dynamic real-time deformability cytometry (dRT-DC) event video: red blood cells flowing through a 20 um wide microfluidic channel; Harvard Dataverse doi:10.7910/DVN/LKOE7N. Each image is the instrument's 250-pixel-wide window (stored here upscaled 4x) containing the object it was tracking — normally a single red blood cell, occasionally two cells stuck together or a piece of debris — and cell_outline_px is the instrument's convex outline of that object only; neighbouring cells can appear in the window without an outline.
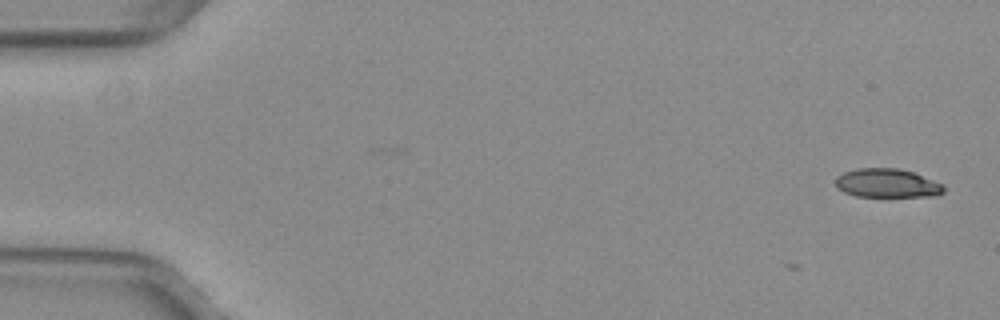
{"species": "common noctule bat (a hibernating species)", "species_latin": "Nyctalus noctula", "temperature_condition": "warm", "stored_images_in_passage": 7, "camera_frame_rate_fps": 3000, "um_per_image_px": 0.085, "animal": {"sex": "female", "body_mass_g": 29.2, "forearm_length_mm": 56.3}, "frame": {"image": 1, "passage_image": 1, "time_ms": 0.0, "image_size_px": [1000, 320], "cell_outline_px": [[944, 192], [936, 196], [856, 196], [844, 192], [836, 184], [836, 176], [844, 172], [856, 168], [900, 168], [912, 172], [944, 184]], "centroid_in_image_um": [75.42, 15.56], "position_along_channel_um": 9.6, "area_um2": 18.09}}